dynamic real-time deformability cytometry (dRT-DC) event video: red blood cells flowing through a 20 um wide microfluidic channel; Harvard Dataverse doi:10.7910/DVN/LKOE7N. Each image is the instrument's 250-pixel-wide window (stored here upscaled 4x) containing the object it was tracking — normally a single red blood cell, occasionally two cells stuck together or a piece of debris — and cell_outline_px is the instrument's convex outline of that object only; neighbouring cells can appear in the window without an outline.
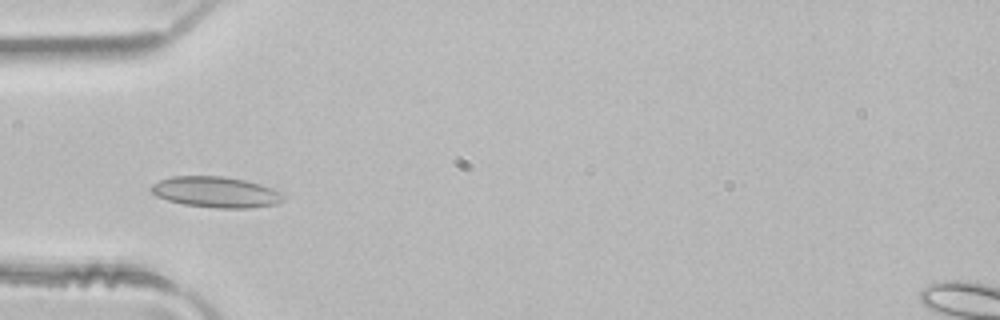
{"species": "common noctule bat (a hibernating species)", "species_latin": "Nyctalus noctula", "temperature_condition": "room temperature", "stored_images_in_passage": 44, "camera_frame_rate_fps": 3000, "um_per_image_px": 0.085, "animal": {"sex": "male", "body_mass_g": 21.5, "forearm_length_mm": 52.0}, "frame": {"image": 1, "passage_image": 10, "time_ms": 3.0, "image_size_px": [1000, 320], "cell_outline_px": [[284, 200], [276, 204], [252, 208], [212, 208], [184, 204], [168, 200], [156, 196], [148, 188], [152, 184], [160, 180], [172, 176], [224, 176], [244, 180], [260, 184], [272, 188], [280, 192], [284, 196]], "centroid_in_image_um": [18.34, 16.33], "position_along_channel_um": 66.7, "area_um2": 23.87}}
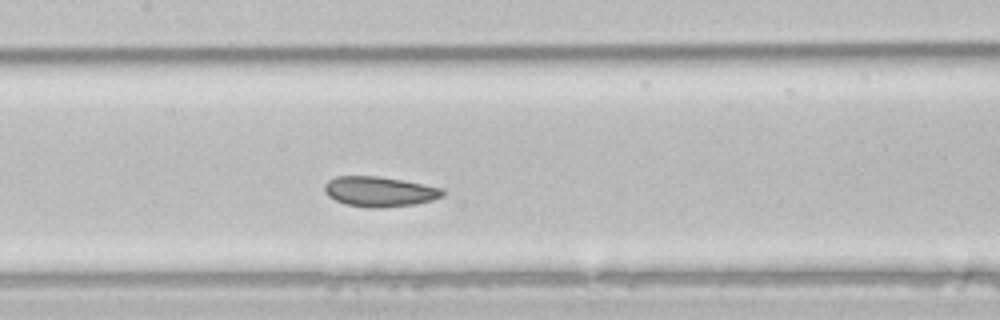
{"frame": {"image": 2, "passage_image": 18, "time_ms": 5.667, "image_size_px": [1000, 320], "cell_outline_px": [[444, 196], [432, 200], [416, 204], [384, 208], [364, 208], [344, 204], [328, 196], [324, 192], [324, 184], [328, 180], [336, 176], [376, 176], [424, 184], [444, 188]], "centroid_in_image_um": [32.25, 16.3], "position_along_channel_um": 175.2, "area_um2": 20.98}}
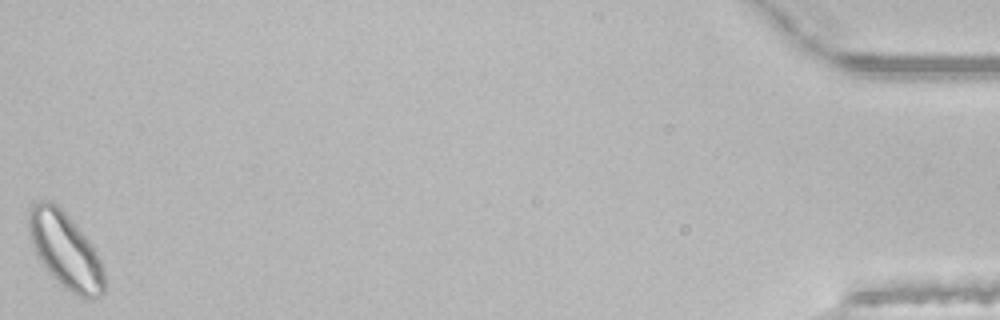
{"frame": {"image": 3, "passage_image": 44, "time_ms": 14.333, "image_size_px": [1000, 320], "cell_outline_px": [[104, 292], [96, 300], [84, 300], [72, 292], [52, 276], [48, 272], [36, 256], [28, 236], [28, 208], [32, 204], [40, 200], [48, 200], [56, 204], [68, 216], [96, 248], [104, 268]], "centroid_in_image_um": [5.55, 21.3], "position_along_channel_um": 429.6, "area_um2": 33.93}, "authors_computed_cell_mechanics": {"area_um2": 22.5131, "velocity_mm_per_s": 4.0759, "shape_relaxation_time_tau1_ms": 2.3953, "shape_relaxation_time_tau2_ms": 2.4172, "deformation_change_tau1": 0.0545, "deformation_change_tau2": 0.0471}}